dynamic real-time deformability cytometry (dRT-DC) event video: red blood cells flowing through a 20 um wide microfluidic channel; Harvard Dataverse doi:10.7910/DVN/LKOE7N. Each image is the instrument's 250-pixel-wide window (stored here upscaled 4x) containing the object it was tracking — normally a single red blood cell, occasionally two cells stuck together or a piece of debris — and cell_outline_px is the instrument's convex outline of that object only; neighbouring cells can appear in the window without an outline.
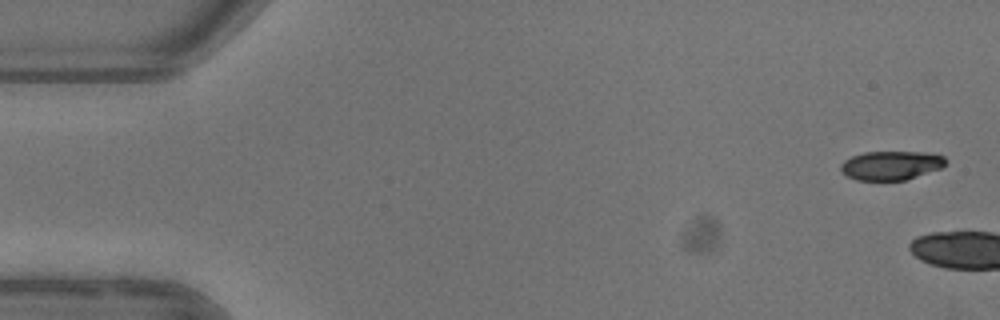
{"species": "common noctule bat (a hibernating species)", "species_latin": "Nyctalus noctula", "temperature_condition": "warm", "stored_images_in_passage": 7, "camera_frame_rate_fps": 3000, "um_per_image_px": 0.085, "animal": {"sex": "female"}, "frame": {"image": 1, "passage_image": 1, "time_ms": 0.0, "image_size_px": [1000, 320], "cell_outline_px": [[948, 160], [940, 168], [904, 180], [856, 180], [840, 172], [840, 164], [844, 160], [852, 156], [864, 152], [924, 152], [944, 156]], "centroid_in_image_um": [75.7, 14.05], "position_along_channel_um": 9.3, "area_um2": 17.63}}
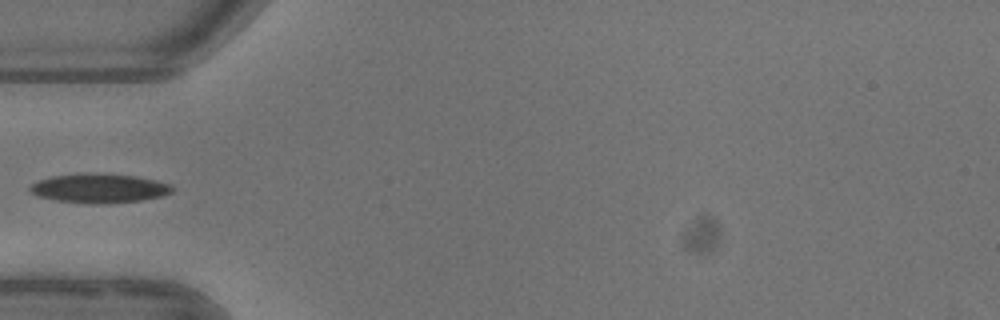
{"frame": {"image": 2, "passage_image": 6, "time_ms": 6.667, "image_size_px": [1000, 320], "cell_outline_px": [[172, 192], [164, 196], [140, 200], [104, 204], [96, 204], [56, 200], [40, 196], [32, 192], [28, 188], [32, 184], [40, 180], [52, 176], [136, 176], [156, 180], [172, 184]], "centroid_in_image_um": [8.51, 16.05], "position_along_channel_um": 76.5, "area_um2": 22.95}}
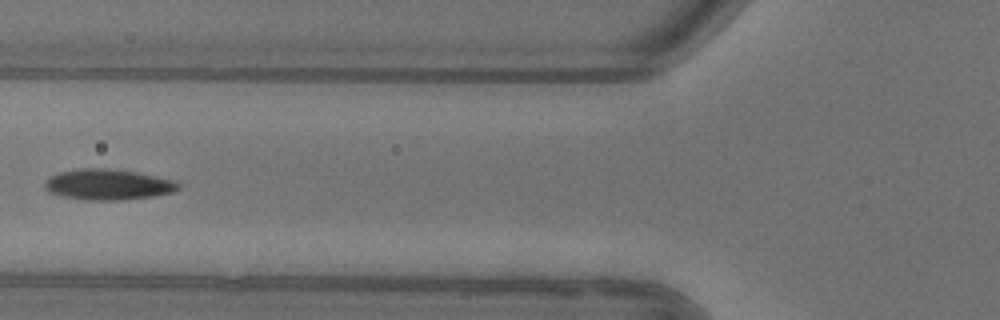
{"frame": {"image": 3, "passage_image": 7, "time_ms": 7.667, "image_size_px": [1000, 320], "cell_outline_px": [[180, 188], [172, 192], [152, 196], [124, 200], [84, 200], [60, 196], [48, 192], [44, 188], [44, 184], [52, 176], [60, 172], [80, 168], [104, 168], [136, 172], [172, 180], [180, 184]], "centroid_in_image_um": [9.15, 15.7], "position_along_channel_um": 116.6, "area_um2": 23.76}}